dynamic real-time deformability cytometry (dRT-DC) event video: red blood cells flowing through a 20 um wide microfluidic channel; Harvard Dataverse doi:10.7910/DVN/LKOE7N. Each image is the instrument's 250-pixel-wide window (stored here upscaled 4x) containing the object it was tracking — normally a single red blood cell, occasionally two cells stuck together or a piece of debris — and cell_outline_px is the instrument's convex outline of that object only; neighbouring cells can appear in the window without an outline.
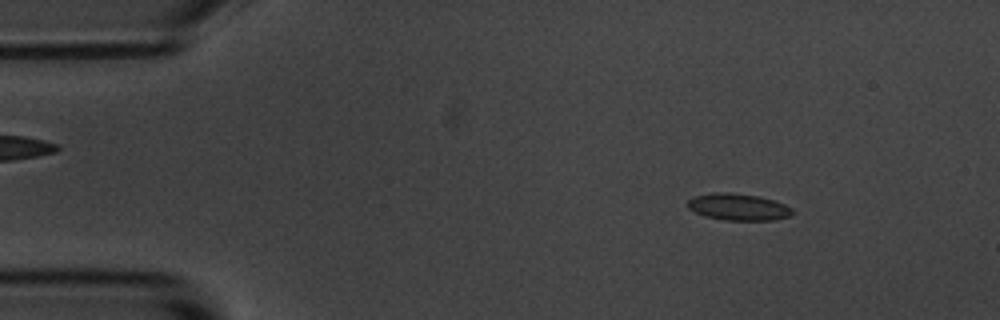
{"species": "common noctule bat (a hibernating species)", "species_latin": "Nyctalus noctula", "temperature_condition": "room temperature", "stored_images_in_passage": 4, "camera_frame_rate_fps": 3000, "um_per_image_px": 0.085, "animal": {"sex": "male", "body_mass_g": 20.1, "forearm_length_mm": 53.5}, "frame": {"image": 1, "passage_image": 2, "time_ms": 1.0, "image_size_px": [1000, 320], "cell_outline_px": [[792, 216], [776, 220], [724, 220], [704, 216], [688, 208], [688, 200], [692, 196], [712, 192], [728, 192], [760, 196], [784, 204], [792, 208]], "centroid_in_image_um": [62.74, 17.59], "position_along_channel_um": 22.3, "area_um2": 16.47}}